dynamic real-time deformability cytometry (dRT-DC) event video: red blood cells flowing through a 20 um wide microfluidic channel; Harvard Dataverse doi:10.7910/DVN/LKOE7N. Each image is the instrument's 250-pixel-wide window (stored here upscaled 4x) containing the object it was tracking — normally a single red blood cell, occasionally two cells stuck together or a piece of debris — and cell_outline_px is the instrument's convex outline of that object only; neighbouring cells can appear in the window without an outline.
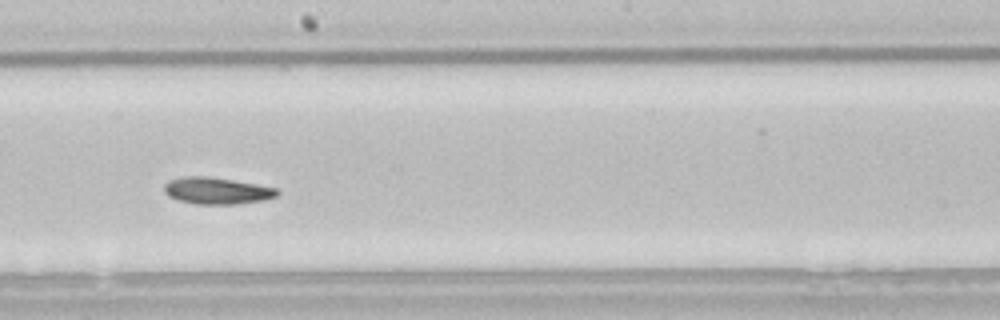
{"species": "common noctule bat (a hibernating species)", "species_latin": "Nyctalus noctula", "temperature_condition": "room temperature", "stored_images_in_passage": 37, "camera_frame_rate_fps": 3000, "um_per_image_px": 0.085, "animal": {"sex": "male", "body_mass_g": 21.5, "forearm_length_mm": 52.0}, "frame": {"image": 1, "passage_image": 22, "time_ms": 7.0, "image_size_px": [1000, 320], "cell_outline_px": [[280, 192], [276, 196], [264, 200], [236, 204], [196, 204], [176, 200], [168, 196], [164, 192], [164, 184], [168, 180], [180, 176], [208, 176], [256, 184], [276, 188]], "centroid_in_image_um": [18.37, 16.21], "position_along_channel_um": 229.8, "area_um2": 17.74}, "authors_computed_cell_mechanics": {"area_um2": 17.7446, "velocity_mm_per_s": 3.7835, "shape_relaxation_time_tau1_ms": 8.7607, "shape_relaxation_time_tau2_ms": null, "deformation_change_tau1": 0.1624, "deformation_change_tau2": null}}